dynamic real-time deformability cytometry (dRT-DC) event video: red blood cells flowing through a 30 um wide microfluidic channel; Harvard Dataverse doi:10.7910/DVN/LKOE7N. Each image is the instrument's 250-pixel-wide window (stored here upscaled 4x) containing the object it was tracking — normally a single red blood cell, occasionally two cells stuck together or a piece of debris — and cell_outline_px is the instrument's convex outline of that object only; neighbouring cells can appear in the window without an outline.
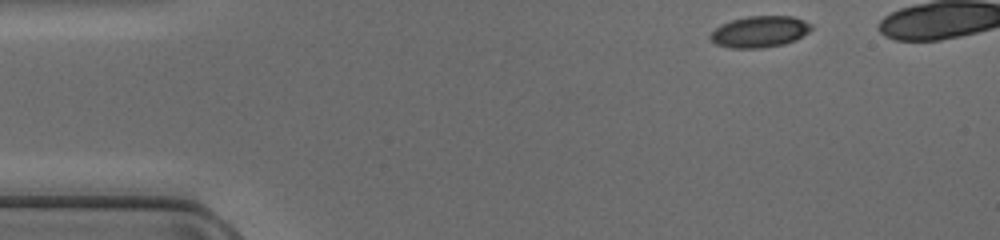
{"species": "common noctule bat (a hibernating species)", "species_latin": "Nyctalus noctula", "temperature_condition": "cold", "stored_images_in_passage": 36, "camera_frame_rate_fps": 3000, "um_per_image_px": 0.085, "animal": {"sex": "female", "body_mass_g": 17.0, "forearm_length_mm": 48.0}, "frame": {"image": 1, "passage_image": 1, "time_ms": 0.0, "image_size_px": [1000, 240], "cell_outline_px": [[812, 28], [808, 32], [796, 40], [784, 44], [760, 48], [732, 48], [716, 44], [708, 36], [720, 24], [732, 20], [748, 16], [792, 16], [804, 20], [812, 24]], "centroid_in_image_um": [64.58, 2.69], "position_along_channel_um": 20.4, "area_um2": 18.44}}
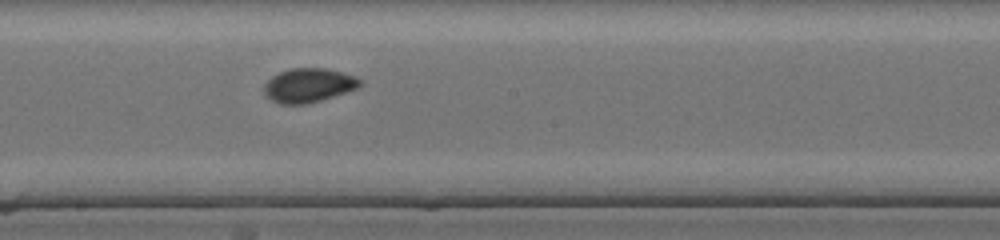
{"frame": {"image": 2, "passage_image": 21, "time_ms": 6.667, "image_size_px": [1000, 240], "cell_outline_px": [[364, 84], [356, 88], [308, 104], [280, 104], [272, 100], [264, 92], [264, 84], [272, 76], [288, 68], [324, 68], [356, 76], [364, 80]], "centroid_in_image_um": [26.24, 7.24], "position_along_channel_um": 222.0, "area_um2": 18.96}}
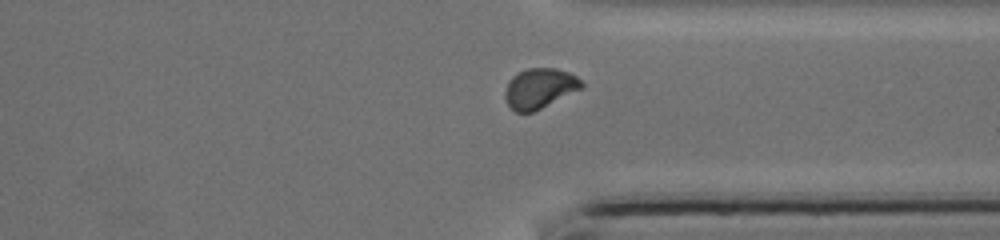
{"frame": {"image": 3, "passage_image": 31, "time_ms": 10.0, "image_size_px": [1000, 240], "cell_outline_px": [[584, 88], [532, 112], [516, 112], [508, 104], [504, 96], [504, 92], [508, 80], [512, 76], [528, 68], [556, 68], [568, 72], [576, 76], [584, 84]], "centroid_in_image_um": [45.87, 7.5], "position_along_channel_um": 365.5, "area_um2": 17.86}}